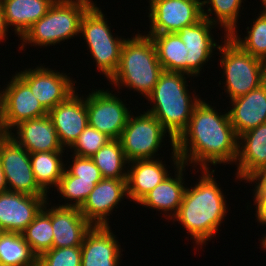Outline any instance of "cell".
<instances>
[{
  "instance_id": "38",
  "label": "cell",
  "mask_w": 266,
  "mask_h": 266,
  "mask_svg": "<svg viewBox=\"0 0 266 266\" xmlns=\"http://www.w3.org/2000/svg\"><path fill=\"white\" fill-rule=\"evenodd\" d=\"M255 217L262 226L266 225V194H253Z\"/></svg>"
},
{
  "instance_id": "6",
  "label": "cell",
  "mask_w": 266,
  "mask_h": 266,
  "mask_svg": "<svg viewBox=\"0 0 266 266\" xmlns=\"http://www.w3.org/2000/svg\"><path fill=\"white\" fill-rule=\"evenodd\" d=\"M216 52L221 54L222 87L230 100L246 95L263 85L266 62L242 50L229 36H222Z\"/></svg>"
},
{
  "instance_id": "11",
  "label": "cell",
  "mask_w": 266,
  "mask_h": 266,
  "mask_svg": "<svg viewBox=\"0 0 266 266\" xmlns=\"http://www.w3.org/2000/svg\"><path fill=\"white\" fill-rule=\"evenodd\" d=\"M6 83L7 86L0 90L2 133H10L23 121L48 115V111L16 72Z\"/></svg>"
},
{
  "instance_id": "24",
  "label": "cell",
  "mask_w": 266,
  "mask_h": 266,
  "mask_svg": "<svg viewBox=\"0 0 266 266\" xmlns=\"http://www.w3.org/2000/svg\"><path fill=\"white\" fill-rule=\"evenodd\" d=\"M230 101L232 107L230 110L227 108V111L238 137L266 122V88L264 85Z\"/></svg>"
},
{
  "instance_id": "44",
  "label": "cell",
  "mask_w": 266,
  "mask_h": 266,
  "mask_svg": "<svg viewBox=\"0 0 266 266\" xmlns=\"http://www.w3.org/2000/svg\"><path fill=\"white\" fill-rule=\"evenodd\" d=\"M5 233V231L3 230V228L0 225V237Z\"/></svg>"
},
{
  "instance_id": "43",
  "label": "cell",
  "mask_w": 266,
  "mask_h": 266,
  "mask_svg": "<svg viewBox=\"0 0 266 266\" xmlns=\"http://www.w3.org/2000/svg\"><path fill=\"white\" fill-rule=\"evenodd\" d=\"M260 2L263 9H266V0H261Z\"/></svg>"
},
{
  "instance_id": "8",
  "label": "cell",
  "mask_w": 266,
  "mask_h": 266,
  "mask_svg": "<svg viewBox=\"0 0 266 266\" xmlns=\"http://www.w3.org/2000/svg\"><path fill=\"white\" fill-rule=\"evenodd\" d=\"M166 136L169 138L171 150H175V139L153 115L144 111L135 116L132 112L119 140L130 162L157 158Z\"/></svg>"
},
{
  "instance_id": "28",
  "label": "cell",
  "mask_w": 266,
  "mask_h": 266,
  "mask_svg": "<svg viewBox=\"0 0 266 266\" xmlns=\"http://www.w3.org/2000/svg\"><path fill=\"white\" fill-rule=\"evenodd\" d=\"M52 202L47 200L43 209L21 233L32 253L38 257L52 249ZM51 205V207H49ZM49 207V208H47Z\"/></svg>"
},
{
  "instance_id": "25",
  "label": "cell",
  "mask_w": 266,
  "mask_h": 266,
  "mask_svg": "<svg viewBox=\"0 0 266 266\" xmlns=\"http://www.w3.org/2000/svg\"><path fill=\"white\" fill-rule=\"evenodd\" d=\"M56 0H0L8 28L19 38L42 18Z\"/></svg>"
},
{
  "instance_id": "20",
  "label": "cell",
  "mask_w": 266,
  "mask_h": 266,
  "mask_svg": "<svg viewBox=\"0 0 266 266\" xmlns=\"http://www.w3.org/2000/svg\"><path fill=\"white\" fill-rule=\"evenodd\" d=\"M8 134L30 154L66 150L61 145L55 125L48 115L23 121Z\"/></svg>"
},
{
  "instance_id": "41",
  "label": "cell",
  "mask_w": 266,
  "mask_h": 266,
  "mask_svg": "<svg viewBox=\"0 0 266 266\" xmlns=\"http://www.w3.org/2000/svg\"><path fill=\"white\" fill-rule=\"evenodd\" d=\"M260 243H261V247L266 251V234L265 233L263 234V237H261Z\"/></svg>"
},
{
  "instance_id": "27",
  "label": "cell",
  "mask_w": 266,
  "mask_h": 266,
  "mask_svg": "<svg viewBox=\"0 0 266 266\" xmlns=\"http://www.w3.org/2000/svg\"><path fill=\"white\" fill-rule=\"evenodd\" d=\"M154 43L163 71L186 74V46L177 33L146 34Z\"/></svg>"
},
{
  "instance_id": "33",
  "label": "cell",
  "mask_w": 266,
  "mask_h": 266,
  "mask_svg": "<svg viewBox=\"0 0 266 266\" xmlns=\"http://www.w3.org/2000/svg\"><path fill=\"white\" fill-rule=\"evenodd\" d=\"M97 183L98 182L78 180V177L72 176L65 169L56 187L57 193L65 199V203L57 205L80 209Z\"/></svg>"
},
{
  "instance_id": "10",
  "label": "cell",
  "mask_w": 266,
  "mask_h": 266,
  "mask_svg": "<svg viewBox=\"0 0 266 266\" xmlns=\"http://www.w3.org/2000/svg\"><path fill=\"white\" fill-rule=\"evenodd\" d=\"M109 89H95L86 95L88 125L111 139H120L132 110ZM130 109V111H129Z\"/></svg>"
},
{
  "instance_id": "34",
  "label": "cell",
  "mask_w": 266,
  "mask_h": 266,
  "mask_svg": "<svg viewBox=\"0 0 266 266\" xmlns=\"http://www.w3.org/2000/svg\"><path fill=\"white\" fill-rule=\"evenodd\" d=\"M81 246L52 248L36 257V266H81Z\"/></svg>"
},
{
  "instance_id": "4",
  "label": "cell",
  "mask_w": 266,
  "mask_h": 266,
  "mask_svg": "<svg viewBox=\"0 0 266 266\" xmlns=\"http://www.w3.org/2000/svg\"><path fill=\"white\" fill-rule=\"evenodd\" d=\"M162 66L150 36L137 31L125 40L117 71L108 80L114 89L127 87L147 98L158 82ZM118 87V88H117ZM132 88V89H131Z\"/></svg>"
},
{
  "instance_id": "30",
  "label": "cell",
  "mask_w": 266,
  "mask_h": 266,
  "mask_svg": "<svg viewBox=\"0 0 266 266\" xmlns=\"http://www.w3.org/2000/svg\"><path fill=\"white\" fill-rule=\"evenodd\" d=\"M246 1V0H244ZM243 0H202L203 17L212 24L224 28V35L229 36L238 29V20ZM209 5V6H208ZM207 6V7H206ZM207 8L206 9H204ZM241 11V12H240ZM215 16V17H212ZM240 16V17H239Z\"/></svg>"
},
{
  "instance_id": "15",
  "label": "cell",
  "mask_w": 266,
  "mask_h": 266,
  "mask_svg": "<svg viewBox=\"0 0 266 266\" xmlns=\"http://www.w3.org/2000/svg\"><path fill=\"white\" fill-rule=\"evenodd\" d=\"M217 26L204 17L197 23L184 26L176 33L186 46V74L197 78L204 71V65L211 60L213 52L219 48L212 29Z\"/></svg>"
},
{
  "instance_id": "16",
  "label": "cell",
  "mask_w": 266,
  "mask_h": 266,
  "mask_svg": "<svg viewBox=\"0 0 266 266\" xmlns=\"http://www.w3.org/2000/svg\"><path fill=\"white\" fill-rule=\"evenodd\" d=\"M124 197L128 198L126 179H102L90 192L80 211L92 226H110L108 216L119 208L117 205L125 200Z\"/></svg>"
},
{
  "instance_id": "36",
  "label": "cell",
  "mask_w": 266,
  "mask_h": 266,
  "mask_svg": "<svg viewBox=\"0 0 266 266\" xmlns=\"http://www.w3.org/2000/svg\"><path fill=\"white\" fill-rule=\"evenodd\" d=\"M73 156V157H72ZM72 162L65 169L78 180L100 182L103 177L99 168L95 165L91 157H80L72 154Z\"/></svg>"
},
{
  "instance_id": "21",
  "label": "cell",
  "mask_w": 266,
  "mask_h": 266,
  "mask_svg": "<svg viewBox=\"0 0 266 266\" xmlns=\"http://www.w3.org/2000/svg\"><path fill=\"white\" fill-rule=\"evenodd\" d=\"M92 227L79 208L52 206V248L81 246Z\"/></svg>"
},
{
  "instance_id": "17",
  "label": "cell",
  "mask_w": 266,
  "mask_h": 266,
  "mask_svg": "<svg viewBox=\"0 0 266 266\" xmlns=\"http://www.w3.org/2000/svg\"><path fill=\"white\" fill-rule=\"evenodd\" d=\"M52 123L63 148H69L88 125L86 96L78 94L77 90L65 101L48 111Z\"/></svg>"
},
{
  "instance_id": "12",
  "label": "cell",
  "mask_w": 266,
  "mask_h": 266,
  "mask_svg": "<svg viewBox=\"0 0 266 266\" xmlns=\"http://www.w3.org/2000/svg\"><path fill=\"white\" fill-rule=\"evenodd\" d=\"M148 34L176 33L203 18L202 0H149Z\"/></svg>"
},
{
  "instance_id": "18",
  "label": "cell",
  "mask_w": 266,
  "mask_h": 266,
  "mask_svg": "<svg viewBox=\"0 0 266 266\" xmlns=\"http://www.w3.org/2000/svg\"><path fill=\"white\" fill-rule=\"evenodd\" d=\"M48 196L0 193V225L5 232L21 234L43 209Z\"/></svg>"
},
{
  "instance_id": "19",
  "label": "cell",
  "mask_w": 266,
  "mask_h": 266,
  "mask_svg": "<svg viewBox=\"0 0 266 266\" xmlns=\"http://www.w3.org/2000/svg\"><path fill=\"white\" fill-rule=\"evenodd\" d=\"M110 226H93L81 245V266H120L121 245Z\"/></svg>"
},
{
  "instance_id": "14",
  "label": "cell",
  "mask_w": 266,
  "mask_h": 266,
  "mask_svg": "<svg viewBox=\"0 0 266 266\" xmlns=\"http://www.w3.org/2000/svg\"><path fill=\"white\" fill-rule=\"evenodd\" d=\"M171 155V168L174 167L175 175L171 173L137 203L145 208L161 210L164 218L170 221L179 210L187 186L183 180L187 165L181 163L176 150H172Z\"/></svg>"
},
{
  "instance_id": "23",
  "label": "cell",
  "mask_w": 266,
  "mask_h": 266,
  "mask_svg": "<svg viewBox=\"0 0 266 266\" xmlns=\"http://www.w3.org/2000/svg\"><path fill=\"white\" fill-rule=\"evenodd\" d=\"M161 158L130 161L127 171V196L136 204L171 173Z\"/></svg>"
},
{
  "instance_id": "37",
  "label": "cell",
  "mask_w": 266,
  "mask_h": 266,
  "mask_svg": "<svg viewBox=\"0 0 266 266\" xmlns=\"http://www.w3.org/2000/svg\"><path fill=\"white\" fill-rule=\"evenodd\" d=\"M245 183L254 184L253 194H266V165L256 171Z\"/></svg>"
},
{
  "instance_id": "45",
  "label": "cell",
  "mask_w": 266,
  "mask_h": 266,
  "mask_svg": "<svg viewBox=\"0 0 266 266\" xmlns=\"http://www.w3.org/2000/svg\"><path fill=\"white\" fill-rule=\"evenodd\" d=\"M263 85H264V87L266 88V74H265V77H264V79H263Z\"/></svg>"
},
{
  "instance_id": "2",
  "label": "cell",
  "mask_w": 266,
  "mask_h": 266,
  "mask_svg": "<svg viewBox=\"0 0 266 266\" xmlns=\"http://www.w3.org/2000/svg\"><path fill=\"white\" fill-rule=\"evenodd\" d=\"M195 186L186 187L182 203L171 221L182 225L198 247L207 245L227 216V200L218 185L215 169H201ZM195 241V242H194Z\"/></svg>"
},
{
  "instance_id": "35",
  "label": "cell",
  "mask_w": 266,
  "mask_h": 266,
  "mask_svg": "<svg viewBox=\"0 0 266 266\" xmlns=\"http://www.w3.org/2000/svg\"><path fill=\"white\" fill-rule=\"evenodd\" d=\"M110 140L105 133L87 125L69 149L74 155L91 157Z\"/></svg>"
},
{
  "instance_id": "22",
  "label": "cell",
  "mask_w": 266,
  "mask_h": 266,
  "mask_svg": "<svg viewBox=\"0 0 266 266\" xmlns=\"http://www.w3.org/2000/svg\"><path fill=\"white\" fill-rule=\"evenodd\" d=\"M235 179L247 181L266 165V122L239 136Z\"/></svg>"
},
{
  "instance_id": "5",
  "label": "cell",
  "mask_w": 266,
  "mask_h": 266,
  "mask_svg": "<svg viewBox=\"0 0 266 266\" xmlns=\"http://www.w3.org/2000/svg\"><path fill=\"white\" fill-rule=\"evenodd\" d=\"M93 4L92 0H56L47 13L19 39L20 51L26 50L28 44L40 48L55 46L80 36L81 19Z\"/></svg>"
},
{
  "instance_id": "29",
  "label": "cell",
  "mask_w": 266,
  "mask_h": 266,
  "mask_svg": "<svg viewBox=\"0 0 266 266\" xmlns=\"http://www.w3.org/2000/svg\"><path fill=\"white\" fill-rule=\"evenodd\" d=\"M91 159L99 168L103 179H127L129 161L119 139L108 141Z\"/></svg>"
},
{
  "instance_id": "13",
  "label": "cell",
  "mask_w": 266,
  "mask_h": 266,
  "mask_svg": "<svg viewBox=\"0 0 266 266\" xmlns=\"http://www.w3.org/2000/svg\"><path fill=\"white\" fill-rule=\"evenodd\" d=\"M29 87L42 106L50 111L57 104L65 101L78 88L70 78V73L53 70L37 65L35 68H25L16 73Z\"/></svg>"
},
{
  "instance_id": "32",
  "label": "cell",
  "mask_w": 266,
  "mask_h": 266,
  "mask_svg": "<svg viewBox=\"0 0 266 266\" xmlns=\"http://www.w3.org/2000/svg\"><path fill=\"white\" fill-rule=\"evenodd\" d=\"M257 15L251 27L246 28L247 36L241 38L238 31H233L229 37L242 50L266 62V9Z\"/></svg>"
},
{
  "instance_id": "7",
  "label": "cell",
  "mask_w": 266,
  "mask_h": 266,
  "mask_svg": "<svg viewBox=\"0 0 266 266\" xmlns=\"http://www.w3.org/2000/svg\"><path fill=\"white\" fill-rule=\"evenodd\" d=\"M107 19L97 3H94L81 19L80 35L86 40L87 50L97 64L100 75L102 73L109 80L118 69L121 49L127 38L112 34Z\"/></svg>"
},
{
  "instance_id": "3",
  "label": "cell",
  "mask_w": 266,
  "mask_h": 266,
  "mask_svg": "<svg viewBox=\"0 0 266 266\" xmlns=\"http://www.w3.org/2000/svg\"><path fill=\"white\" fill-rule=\"evenodd\" d=\"M187 78L190 80L192 76L163 71L146 98L153 105L146 112L153 115L175 140L188 127L195 106L202 100L199 94L196 96L195 89L194 93L189 92Z\"/></svg>"
},
{
  "instance_id": "9",
  "label": "cell",
  "mask_w": 266,
  "mask_h": 266,
  "mask_svg": "<svg viewBox=\"0 0 266 266\" xmlns=\"http://www.w3.org/2000/svg\"><path fill=\"white\" fill-rule=\"evenodd\" d=\"M0 159L8 191L48 196L35 180L30 153L8 133L0 134Z\"/></svg>"
},
{
  "instance_id": "42",
  "label": "cell",
  "mask_w": 266,
  "mask_h": 266,
  "mask_svg": "<svg viewBox=\"0 0 266 266\" xmlns=\"http://www.w3.org/2000/svg\"><path fill=\"white\" fill-rule=\"evenodd\" d=\"M0 134H2V127H1V93H0Z\"/></svg>"
},
{
  "instance_id": "1",
  "label": "cell",
  "mask_w": 266,
  "mask_h": 266,
  "mask_svg": "<svg viewBox=\"0 0 266 266\" xmlns=\"http://www.w3.org/2000/svg\"><path fill=\"white\" fill-rule=\"evenodd\" d=\"M238 139L228 111L218 112L203 99L195 106L188 127L175 140V150L181 163L193 165L194 171L195 167L212 169V165L236 162Z\"/></svg>"
},
{
  "instance_id": "39",
  "label": "cell",
  "mask_w": 266,
  "mask_h": 266,
  "mask_svg": "<svg viewBox=\"0 0 266 266\" xmlns=\"http://www.w3.org/2000/svg\"><path fill=\"white\" fill-rule=\"evenodd\" d=\"M8 31H9V28L5 21V16H4L2 5L0 4V42L1 41L3 42V40H5L8 37V34H7Z\"/></svg>"
},
{
  "instance_id": "26",
  "label": "cell",
  "mask_w": 266,
  "mask_h": 266,
  "mask_svg": "<svg viewBox=\"0 0 266 266\" xmlns=\"http://www.w3.org/2000/svg\"><path fill=\"white\" fill-rule=\"evenodd\" d=\"M64 151L37 152L30 154L31 167L38 186L48 195L50 188H56L65 166ZM54 186V187H53Z\"/></svg>"
},
{
  "instance_id": "31",
  "label": "cell",
  "mask_w": 266,
  "mask_h": 266,
  "mask_svg": "<svg viewBox=\"0 0 266 266\" xmlns=\"http://www.w3.org/2000/svg\"><path fill=\"white\" fill-rule=\"evenodd\" d=\"M0 264L36 266V256L19 233L5 232L0 237Z\"/></svg>"
},
{
  "instance_id": "40",
  "label": "cell",
  "mask_w": 266,
  "mask_h": 266,
  "mask_svg": "<svg viewBox=\"0 0 266 266\" xmlns=\"http://www.w3.org/2000/svg\"><path fill=\"white\" fill-rule=\"evenodd\" d=\"M6 191H8V187H7L4 171L2 168V162L0 159V193L6 192Z\"/></svg>"
}]
</instances>
